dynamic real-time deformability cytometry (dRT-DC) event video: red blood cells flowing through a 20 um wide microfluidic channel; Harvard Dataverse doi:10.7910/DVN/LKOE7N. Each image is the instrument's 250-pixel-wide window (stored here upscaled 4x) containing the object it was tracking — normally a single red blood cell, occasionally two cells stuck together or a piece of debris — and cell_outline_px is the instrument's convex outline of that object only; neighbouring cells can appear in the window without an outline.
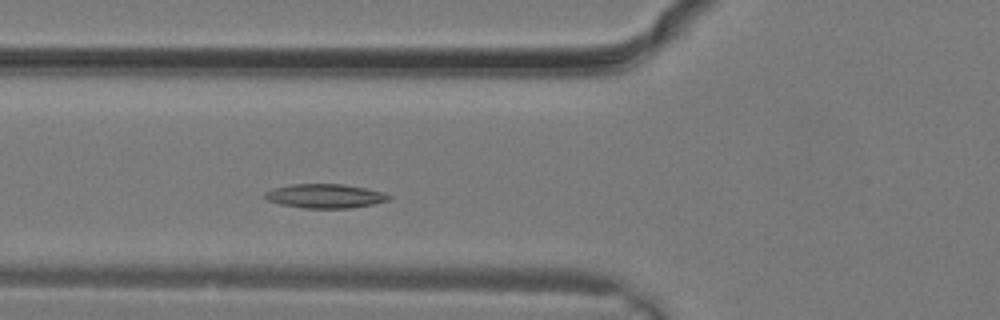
{"species": "common noctule bat (a hibernating species)", "species_latin": "Nyctalus noctula", "temperature_condition": "warm", "stored_images_in_passage": 6, "camera_frame_rate_fps": 3000, "um_per_image_px": 0.085, "animal": {"sex": "male", "body_mass_g": 19.2, "forearm_length_mm": 51.8}, "frame": {"image": 1, "passage_image": 6, "time_ms": 1.667, "image_size_px": [1000, 320], "cell_outline_px": [[392, 200], [372, 204], [348, 208], [304, 208], [280, 204], [264, 200], [264, 192], [272, 188], [292, 184], [340, 184], [364, 188], [384, 192], [392, 196]], "centroid_in_image_um": [27.6, 16.66], "position_along_channel_um": 98.2, "area_um2": 17.51}}